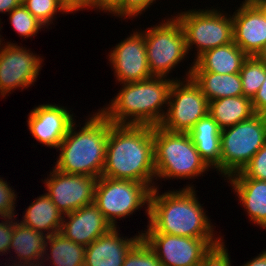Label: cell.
<instances>
[{"instance_id": "6da1fadb", "label": "cell", "mask_w": 266, "mask_h": 266, "mask_svg": "<svg viewBox=\"0 0 266 266\" xmlns=\"http://www.w3.org/2000/svg\"><path fill=\"white\" fill-rule=\"evenodd\" d=\"M102 176L137 181L152 190L157 187L153 126L113 124L108 134Z\"/></svg>"}, {"instance_id": "7a4b0ae2", "label": "cell", "mask_w": 266, "mask_h": 266, "mask_svg": "<svg viewBox=\"0 0 266 266\" xmlns=\"http://www.w3.org/2000/svg\"><path fill=\"white\" fill-rule=\"evenodd\" d=\"M158 187L159 185L151 191L148 225L142 233L216 238L214 225L198 201L193 185L188 184L182 189L162 194Z\"/></svg>"}, {"instance_id": "3957f363", "label": "cell", "mask_w": 266, "mask_h": 266, "mask_svg": "<svg viewBox=\"0 0 266 266\" xmlns=\"http://www.w3.org/2000/svg\"><path fill=\"white\" fill-rule=\"evenodd\" d=\"M174 80H178L177 77L153 76L143 81L120 84L122 88L118 94L99 111L115 125L159 126L166 113Z\"/></svg>"}, {"instance_id": "277c9868", "label": "cell", "mask_w": 266, "mask_h": 266, "mask_svg": "<svg viewBox=\"0 0 266 266\" xmlns=\"http://www.w3.org/2000/svg\"><path fill=\"white\" fill-rule=\"evenodd\" d=\"M77 131L74 121L57 148L60 154L54 162L57 170L66 174L101 177L106 159L107 139L113 125L100 111L93 112Z\"/></svg>"}, {"instance_id": "5b68a950", "label": "cell", "mask_w": 266, "mask_h": 266, "mask_svg": "<svg viewBox=\"0 0 266 266\" xmlns=\"http://www.w3.org/2000/svg\"><path fill=\"white\" fill-rule=\"evenodd\" d=\"M153 143L156 181L161 178L164 181L195 180L211 169L201 158L188 133L153 126Z\"/></svg>"}, {"instance_id": "8992f818", "label": "cell", "mask_w": 266, "mask_h": 266, "mask_svg": "<svg viewBox=\"0 0 266 266\" xmlns=\"http://www.w3.org/2000/svg\"><path fill=\"white\" fill-rule=\"evenodd\" d=\"M266 143V114H254L221 130V158L217 173L225 178L241 171Z\"/></svg>"}, {"instance_id": "52a82bcc", "label": "cell", "mask_w": 266, "mask_h": 266, "mask_svg": "<svg viewBox=\"0 0 266 266\" xmlns=\"http://www.w3.org/2000/svg\"><path fill=\"white\" fill-rule=\"evenodd\" d=\"M211 8L189 9L174 16L183 28L187 52L194 47L197 51L194 61L204 52L234 41L232 15Z\"/></svg>"}, {"instance_id": "ba28073f", "label": "cell", "mask_w": 266, "mask_h": 266, "mask_svg": "<svg viewBox=\"0 0 266 266\" xmlns=\"http://www.w3.org/2000/svg\"><path fill=\"white\" fill-rule=\"evenodd\" d=\"M152 189L144 183L133 180L98 178L94 204L112 227H117V219L130 217L136 210L145 207L149 218V202Z\"/></svg>"}, {"instance_id": "9c48e42d", "label": "cell", "mask_w": 266, "mask_h": 266, "mask_svg": "<svg viewBox=\"0 0 266 266\" xmlns=\"http://www.w3.org/2000/svg\"><path fill=\"white\" fill-rule=\"evenodd\" d=\"M144 29L148 68L155 77H168L187 58L183 28L174 17Z\"/></svg>"}, {"instance_id": "30bf717a", "label": "cell", "mask_w": 266, "mask_h": 266, "mask_svg": "<svg viewBox=\"0 0 266 266\" xmlns=\"http://www.w3.org/2000/svg\"><path fill=\"white\" fill-rule=\"evenodd\" d=\"M178 79L173 81L159 126L171 132L189 133L199 119L208 115L209 101L191 77Z\"/></svg>"}, {"instance_id": "8fae6325", "label": "cell", "mask_w": 266, "mask_h": 266, "mask_svg": "<svg viewBox=\"0 0 266 266\" xmlns=\"http://www.w3.org/2000/svg\"><path fill=\"white\" fill-rule=\"evenodd\" d=\"M142 239L157 255L162 266H198L205 254L223 239L182 237L163 233H142Z\"/></svg>"}, {"instance_id": "7c38bea8", "label": "cell", "mask_w": 266, "mask_h": 266, "mask_svg": "<svg viewBox=\"0 0 266 266\" xmlns=\"http://www.w3.org/2000/svg\"><path fill=\"white\" fill-rule=\"evenodd\" d=\"M5 44L0 50V98L33 85L44 62L42 56L25 47L10 41Z\"/></svg>"}, {"instance_id": "4fadbf2b", "label": "cell", "mask_w": 266, "mask_h": 266, "mask_svg": "<svg viewBox=\"0 0 266 266\" xmlns=\"http://www.w3.org/2000/svg\"><path fill=\"white\" fill-rule=\"evenodd\" d=\"M97 181V177L66 174L53 167L43 182L45 193L62 214H67L94 203Z\"/></svg>"}, {"instance_id": "5bb4252c", "label": "cell", "mask_w": 266, "mask_h": 266, "mask_svg": "<svg viewBox=\"0 0 266 266\" xmlns=\"http://www.w3.org/2000/svg\"><path fill=\"white\" fill-rule=\"evenodd\" d=\"M143 30H135L109 51L108 60L114 77L120 84L147 80L152 76L148 68Z\"/></svg>"}, {"instance_id": "9a60e30c", "label": "cell", "mask_w": 266, "mask_h": 266, "mask_svg": "<svg viewBox=\"0 0 266 266\" xmlns=\"http://www.w3.org/2000/svg\"><path fill=\"white\" fill-rule=\"evenodd\" d=\"M234 43L247 56H256L266 43V6L244 0L232 14Z\"/></svg>"}, {"instance_id": "2e32d148", "label": "cell", "mask_w": 266, "mask_h": 266, "mask_svg": "<svg viewBox=\"0 0 266 266\" xmlns=\"http://www.w3.org/2000/svg\"><path fill=\"white\" fill-rule=\"evenodd\" d=\"M56 104H41L28 114V129L32 137L44 146L58 148L76 120L71 110Z\"/></svg>"}, {"instance_id": "e0dca14e", "label": "cell", "mask_w": 266, "mask_h": 266, "mask_svg": "<svg viewBox=\"0 0 266 266\" xmlns=\"http://www.w3.org/2000/svg\"><path fill=\"white\" fill-rule=\"evenodd\" d=\"M111 228L113 227L99 208L92 203L64 214L59 233L67 239L87 247Z\"/></svg>"}, {"instance_id": "ac0fdd59", "label": "cell", "mask_w": 266, "mask_h": 266, "mask_svg": "<svg viewBox=\"0 0 266 266\" xmlns=\"http://www.w3.org/2000/svg\"><path fill=\"white\" fill-rule=\"evenodd\" d=\"M119 227L94 240L85 249L84 266H122L130 250L142 239V231L130 238L121 236Z\"/></svg>"}, {"instance_id": "d6986e66", "label": "cell", "mask_w": 266, "mask_h": 266, "mask_svg": "<svg viewBox=\"0 0 266 266\" xmlns=\"http://www.w3.org/2000/svg\"><path fill=\"white\" fill-rule=\"evenodd\" d=\"M225 180L230 182L249 220L266 230V181L248 178L242 171L232 174Z\"/></svg>"}, {"instance_id": "ffe728a7", "label": "cell", "mask_w": 266, "mask_h": 266, "mask_svg": "<svg viewBox=\"0 0 266 266\" xmlns=\"http://www.w3.org/2000/svg\"><path fill=\"white\" fill-rule=\"evenodd\" d=\"M247 57L234 41L223 46L212 48L201 54L191 63L190 68L187 69L185 78H189L191 72L239 73Z\"/></svg>"}, {"instance_id": "44dd1931", "label": "cell", "mask_w": 266, "mask_h": 266, "mask_svg": "<svg viewBox=\"0 0 266 266\" xmlns=\"http://www.w3.org/2000/svg\"><path fill=\"white\" fill-rule=\"evenodd\" d=\"M9 253L11 249L16 254L14 260L9 263L20 264L27 266H41L43 256L45 254L46 243L49 236L45 233H40L34 229L23 225L21 222L16 221ZM11 261V262H10Z\"/></svg>"}, {"instance_id": "7402d4cb", "label": "cell", "mask_w": 266, "mask_h": 266, "mask_svg": "<svg viewBox=\"0 0 266 266\" xmlns=\"http://www.w3.org/2000/svg\"><path fill=\"white\" fill-rule=\"evenodd\" d=\"M198 153L213 170L220 166L221 129L217 122L208 114L199 119L188 133Z\"/></svg>"}, {"instance_id": "603a6c76", "label": "cell", "mask_w": 266, "mask_h": 266, "mask_svg": "<svg viewBox=\"0 0 266 266\" xmlns=\"http://www.w3.org/2000/svg\"><path fill=\"white\" fill-rule=\"evenodd\" d=\"M24 211L20 221L23 225L40 233L45 232L47 236L60 232L64 214L46 193L35 198Z\"/></svg>"}, {"instance_id": "cb8c5ba5", "label": "cell", "mask_w": 266, "mask_h": 266, "mask_svg": "<svg viewBox=\"0 0 266 266\" xmlns=\"http://www.w3.org/2000/svg\"><path fill=\"white\" fill-rule=\"evenodd\" d=\"M190 77L200 87L209 102L219 98L243 95L239 73L191 72Z\"/></svg>"}, {"instance_id": "d4e9b609", "label": "cell", "mask_w": 266, "mask_h": 266, "mask_svg": "<svg viewBox=\"0 0 266 266\" xmlns=\"http://www.w3.org/2000/svg\"><path fill=\"white\" fill-rule=\"evenodd\" d=\"M208 114L217 122L220 129L229 128L254 114L252 102L242 96L224 97L209 102Z\"/></svg>"}, {"instance_id": "484cf974", "label": "cell", "mask_w": 266, "mask_h": 266, "mask_svg": "<svg viewBox=\"0 0 266 266\" xmlns=\"http://www.w3.org/2000/svg\"><path fill=\"white\" fill-rule=\"evenodd\" d=\"M85 249V246L67 239L61 233H55L47 239L41 266H46L48 263L49 266L50 264H53L52 266H84Z\"/></svg>"}, {"instance_id": "4316f807", "label": "cell", "mask_w": 266, "mask_h": 266, "mask_svg": "<svg viewBox=\"0 0 266 266\" xmlns=\"http://www.w3.org/2000/svg\"><path fill=\"white\" fill-rule=\"evenodd\" d=\"M243 95L252 100L265 80V63L256 56H248L239 72Z\"/></svg>"}, {"instance_id": "83f0119b", "label": "cell", "mask_w": 266, "mask_h": 266, "mask_svg": "<svg viewBox=\"0 0 266 266\" xmlns=\"http://www.w3.org/2000/svg\"><path fill=\"white\" fill-rule=\"evenodd\" d=\"M10 24L19 36L27 39L37 36L41 28H46L21 4L9 13Z\"/></svg>"}, {"instance_id": "f1b7e54d", "label": "cell", "mask_w": 266, "mask_h": 266, "mask_svg": "<svg viewBox=\"0 0 266 266\" xmlns=\"http://www.w3.org/2000/svg\"><path fill=\"white\" fill-rule=\"evenodd\" d=\"M22 4L46 28L56 20L58 12L67 13L56 0H22Z\"/></svg>"}, {"instance_id": "f546056e", "label": "cell", "mask_w": 266, "mask_h": 266, "mask_svg": "<svg viewBox=\"0 0 266 266\" xmlns=\"http://www.w3.org/2000/svg\"><path fill=\"white\" fill-rule=\"evenodd\" d=\"M122 266H162L157 255L141 239L127 254Z\"/></svg>"}, {"instance_id": "4dcf8cb0", "label": "cell", "mask_w": 266, "mask_h": 266, "mask_svg": "<svg viewBox=\"0 0 266 266\" xmlns=\"http://www.w3.org/2000/svg\"><path fill=\"white\" fill-rule=\"evenodd\" d=\"M156 0H119L107 13L119 18L131 19L141 15Z\"/></svg>"}, {"instance_id": "1f68e13d", "label": "cell", "mask_w": 266, "mask_h": 266, "mask_svg": "<svg viewBox=\"0 0 266 266\" xmlns=\"http://www.w3.org/2000/svg\"><path fill=\"white\" fill-rule=\"evenodd\" d=\"M241 171L248 178L266 181V143Z\"/></svg>"}, {"instance_id": "d6a6232c", "label": "cell", "mask_w": 266, "mask_h": 266, "mask_svg": "<svg viewBox=\"0 0 266 266\" xmlns=\"http://www.w3.org/2000/svg\"><path fill=\"white\" fill-rule=\"evenodd\" d=\"M0 177V213L4 217L17 216L16 210V198L15 190L11 188L8 182ZM15 210V211H14Z\"/></svg>"}, {"instance_id": "836d02e7", "label": "cell", "mask_w": 266, "mask_h": 266, "mask_svg": "<svg viewBox=\"0 0 266 266\" xmlns=\"http://www.w3.org/2000/svg\"><path fill=\"white\" fill-rule=\"evenodd\" d=\"M227 249L222 240L205 254L200 266H232Z\"/></svg>"}, {"instance_id": "e575fe53", "label": "cell", "mask_w": 266, "mask_h": 266, "mask_svg": "<svg viewBox=\"0 0 266 266\" xmlns=\"http://www.w3.org/2000/svg\"><path fill=\"white\" fill-rule=\"evenodd\" d=\"M0 221V256H2L9 253L15 226V217H3Z\"/></svg>"}, {"instance_id": "d590c367", "label": "cell", "mask_w": 266, "mask_h": 266, "mask_svg": "<svg viewBox=\"0 0 266 266\" xmlns=\"http://www.w3.org/2000/svg\"><path fill=\"white\" fill-rule=\"evenodd\" d=\"M251 102L255 113L266 114V64L265 80Z\"/></svg>"}, {"instance_id": "8d00e7d4", "label": "cell", "mask_w": 266, "mask_h": 266, "mask_svg": "<svg viewBox=\"0 0 266 266\" xmlns=\"http://www.w3.org/2000/svg\"><path fill=\"white\" fill-rule=\"evenodd\" d=\"M61 7L67 12V14L69 13H76V11H81V10H85L88 9L87 6V2L86 0H56Z\"/></svg>"}, {"instance_id": "74e56055", "label": "cell", "mask_w": 266, "mask_h": 266, "mask_svg": "<svg viewBox=\"0 0 266 266\" xmlns=\"http://www.w3.org/2000/svg\"><path fill=\"white\" fill-rule=\"evenodd\" d=\"M119 0H91V8L107 13Z\"/></svg>"}, {"instance_id": "f35d334b", "label": "cell", "mask_w": 266, "mask_h": 266, "mask_svg": "<svg viewBox=\"0 0 266 266\" xmlns=\"http://www.w3.org/2000/svg\"><path fill=\"white\" fill-rule=\"evenodd\" d=\"M22 4V0H0V13L9 14L13 9Z\"/></svg>"}, {"instance_id": "ab89813d", "label": "cell", "mask_w": 266, "mask_h": 266, "mask_svg": "<svg viewBox=\"0 0 266 266\" xmlns=\"http://www.w3.org/2000/svg\"><path fill=\"white\" fill-rule=\"evenodd\" d=\"M242 266H266V250L262 251L260 254H258L256 257H254L252 260L247 261Z\"/></svg>"}, {"instance_id": "60d3db41", "label": "cell", "mask_w": 266, "mask_h": 266, "mask_svg": "<svg viewBox=\"0 0 266 266\" xmlns=\"http://www.w3.org/2000/svg\"><path fill=\"white\" fill-rule=\"evenodd\" d=\"M256 57L266 64V43L264 44L263 48L258 52Z\"/></svg>"}, {"instance_id": "b9f144b4", "label": "cell", "mask_w": 266, "mask_h": 266, "mask_svg": "<svg viewBox=\"0 0 266 266\" xmlns=\"http://www.w3.org/2000/svg\"><path fill=\"white\" fill-rule=\"evenodd\" d=\"M1 21V20H0ZM0 25H1V22H0ZM1 28V27H0ZM0 31H1V29H0ZM1 37H3L1 34H0V50L4 47V43L5 42H3L4 40L1 38Z\"/></svg>"}, {"instance_id": "7bdbcfd3", "label": "cell", "mask_w": 266, "mask_h": 266, "mask_svg": "<svg viewBox=\"0 0 266 266\" xmlns=\"http://www.w3.org/2000/svg\"><path fill=\"white\" fill-rule=\"evenodd\" d=\"M7 263H8V265L5 262V266H27V265H20V264H12V263H9V262H7Z\"/></svg>"}, {"instance_id": "ee69618b", "label": "cell", "mask_w": 266, "mask_h": 266, "mask_svg": "<svg viewBox=\"0 0 266 266\" xmlns=\"http://www.w3.org/2000/svg\"><path fill=\"white\" fill-rule=\"evenodd\" d=\"M86 2H87L88 8L91 9V0H86Z\"/></svg>"}]
</instances>
